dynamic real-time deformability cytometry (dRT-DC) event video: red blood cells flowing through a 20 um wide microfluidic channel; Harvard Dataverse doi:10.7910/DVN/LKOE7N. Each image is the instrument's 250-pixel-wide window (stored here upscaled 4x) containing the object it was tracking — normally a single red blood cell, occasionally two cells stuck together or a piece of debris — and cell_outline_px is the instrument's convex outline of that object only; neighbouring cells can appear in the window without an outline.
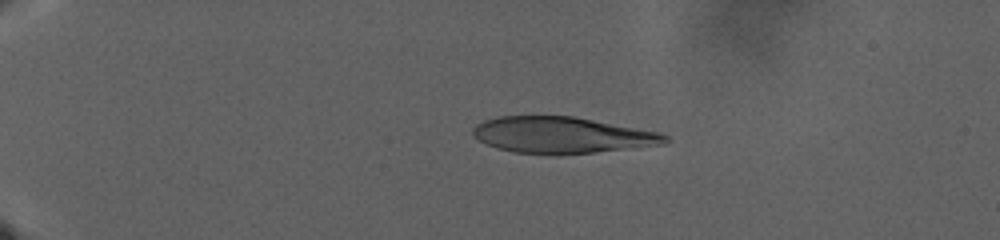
{"species": "human", "species_latin": "Homo sapiens", "temperature_condition": "warm", "stored_images_in_passage": 127, "camera_frame_rate_fps": 3000, "um_per_image_px": 0.085, "donor": {"sex": "male"}, "frame": {"image": 1, "passage_image": 32, "time_ms": 10.333, "image_size_px": [1000, 240], "cell_outline_px": [[672, 140], [668, 144], [596, 152], [556, 156], [512, 152], [496, 148], [472, 136], [472, 128], [476, 124], [484, 120], [496, 116], [572, 116], [660, 132], [668, 136]], "centroid_in_image_um": [47.78, 11.5], "position_along_channel_um": 37.2, "area_um2": 41.33}}
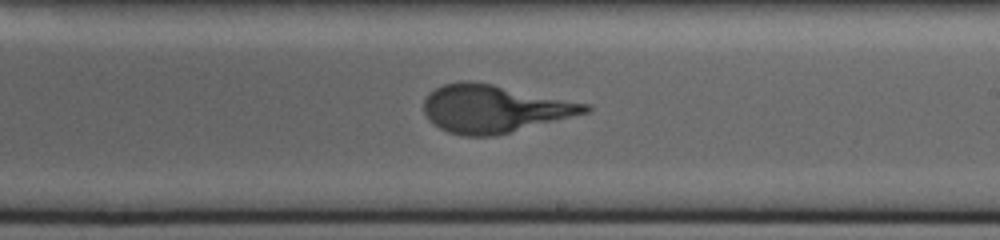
{"frame": {"image": 2, "passage_image": 83, "time_ms": 27.333, "image_size_px": [1000, 240], "cell_outline_px": [[592, 108], [588, 112], [496, 136], [464, 136], [448, 132], [432, 124], [428, 120], [424, 112], [424, 100], [436, 88], [444, 84], [464, 80], [472, 80], [592, 104]], "centroid_in_image_um": [42.0, 9.24], "position_along_channel_um": 247.0, "area_um2": 44.85}}
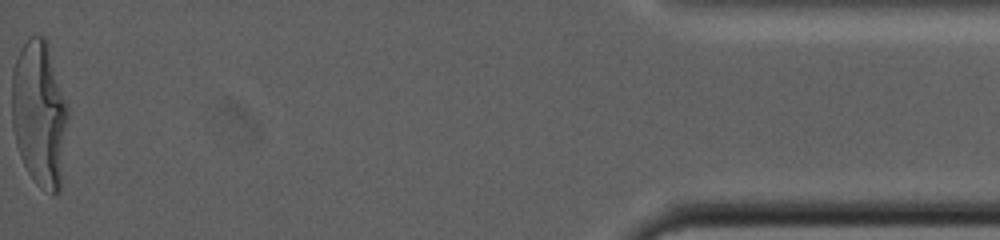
{"frame": {"image": 3, "passage_image": 127, "time_ms": 42.0, "image_size_px": [1000, 240], "cell_outline_px": [[68, 116], [60, 192], [56, 196], [52, 196], [40, 188], [36, 184], [28, 172], [20, 156], [16, 144], [12, 128], [12, 72], [20, 48], [28, 36], [44, 36], [48, 40], [68, 108]], "centroid_in_image_um": [3.36, 9.68], "position_along_channel_um": 431.8, "area_um2": 48.38}}